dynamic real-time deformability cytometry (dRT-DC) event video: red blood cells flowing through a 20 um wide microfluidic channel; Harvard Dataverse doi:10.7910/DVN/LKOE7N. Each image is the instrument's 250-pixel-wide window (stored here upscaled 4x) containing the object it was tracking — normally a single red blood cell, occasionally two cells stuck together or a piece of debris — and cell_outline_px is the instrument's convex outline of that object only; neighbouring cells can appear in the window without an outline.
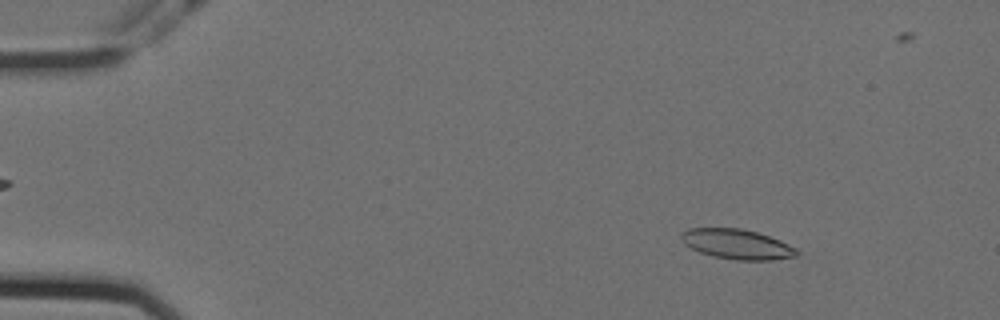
{"species": "Egyptian fruit bat (a non-hibernating species)", "species_latin": "Rousettus aegyptiacus", "temperature_condition": "cold", "stored_images_in_passage": 20, "camera_frame_rate_fps": 3000, "um_per_image_px": 0.085, "animal": {"sex": "female"}, "frame": {"image": 1, "passage_image": 7, "time_ms": 2.0, "image_size_px": [1000, 320], "cell_outline_px": [[800, 252], [796, 256], [772, 260], [736, 260], [712, 256], [700, 252], [684, 244], [680, 236], [688, 228], [740, 228], [756, 232], [780, 240], [796, 248]], "centroid_in_image_um": [62.65, 20.76], "position_along_channel_um": 22.3, "area_um2": 20.06}}
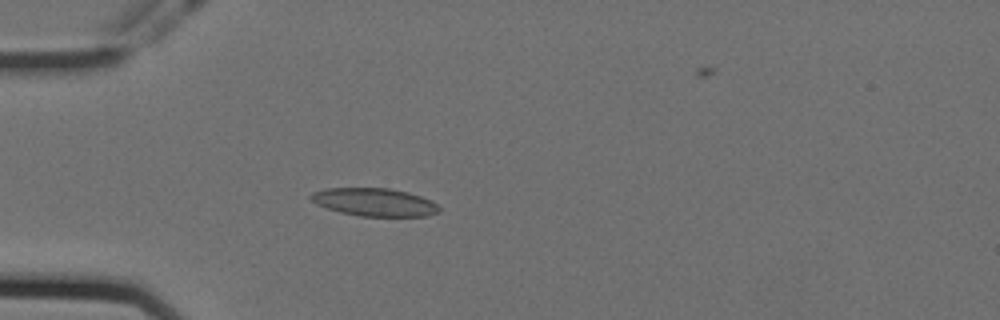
{"frame": {"image": 2, "passage_image": 16, "time_ms": 5.0, "image_size_px": [1000, 320], "cell_outline_px": [[440, 212], [428, 216], [360, 216], [340, 212], [316, 204], [308, 196], [312, 192], [328, 188], [388, 188], [408, 192], [432, 200], [440, 208]], "centroid_in_image_um": [31.84, 17.18], "position_along_channel_um": 53.2, "area_um2": 20.92}}